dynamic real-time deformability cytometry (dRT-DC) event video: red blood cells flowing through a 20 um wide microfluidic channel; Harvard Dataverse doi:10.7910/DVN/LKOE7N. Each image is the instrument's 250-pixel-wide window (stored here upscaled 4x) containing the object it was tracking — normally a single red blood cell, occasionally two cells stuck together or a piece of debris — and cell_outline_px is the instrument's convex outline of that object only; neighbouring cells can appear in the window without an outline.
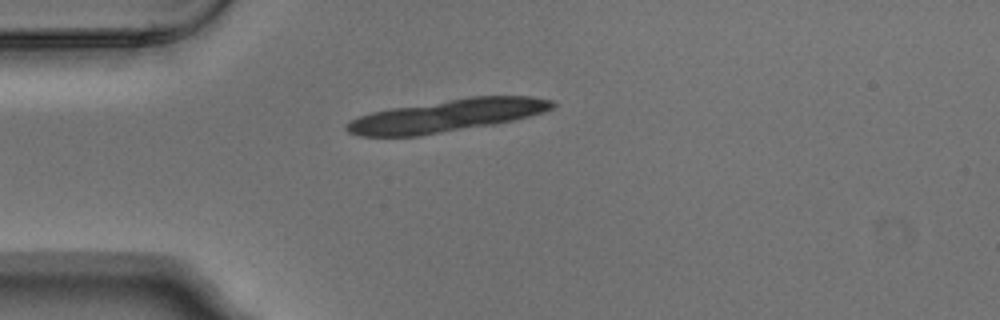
{"species": "Egyptian fruit bat (a non-hibernating species)", "species_latin": "Rousettus aegyptiacus", "temperature_condition": "warm", "stored_images_in_passage": 4, "camera_frame_rate_fps": 3000, "um_per_image_px": 0.085, "animal": {"sex": "male"}, "frame": {"image": 1, "passage_image": 4, "time_ms": 1.0, "image_size_px": [1000, 320], "cell_outline_px": [[556, 104], [552, 108], [544, 112], [496, 124], [420, 136], [360, 136], [348, 132], [344, 128], [344, 124], [360, 116], [372, 112], [392, 108], [472, 96], [532, 96], [552, 100]], "centroid_in_image_um": [37.99, 9.84], "position_along_channel_um": 47.0, "area_um2": 38.73}}